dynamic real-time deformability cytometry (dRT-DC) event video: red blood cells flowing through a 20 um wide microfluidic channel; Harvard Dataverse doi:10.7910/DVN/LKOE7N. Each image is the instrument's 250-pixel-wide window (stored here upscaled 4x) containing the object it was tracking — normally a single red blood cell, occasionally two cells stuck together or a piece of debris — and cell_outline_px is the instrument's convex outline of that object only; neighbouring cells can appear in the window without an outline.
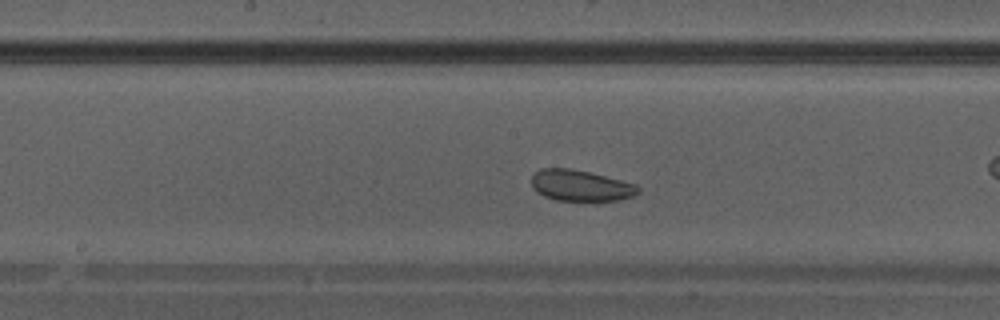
{"species": "Egyptian fruit bat (a non-hibernating species)", "species_latin": "Rousettus aegyptiacus", "temperature_condition": "warm", "stored_images_in_passage": 29, "camera_frame_rate_fps": 3000, "um_per_image_px": 0.085, "animal": {"sex": "male"}, "frame": {"image": 1, "passage_image": 9, "time_ms": 2.667, "image_size_px": [1000, 320], "cell_outline_px": [[640, 192], [632, 196], [620, 200], [556, 200], [544, 196], [536, 192], [532, 188], [532, 172], [540, 168], [572, 168], [636, 184], [640, 188]], "centroid_in_image_um": [49.31, 15.76], "position_along_channel_um": 198.9, "area_um2": 19.31}}